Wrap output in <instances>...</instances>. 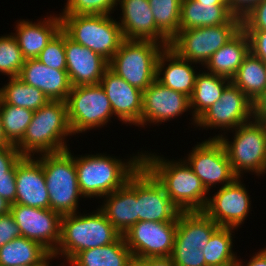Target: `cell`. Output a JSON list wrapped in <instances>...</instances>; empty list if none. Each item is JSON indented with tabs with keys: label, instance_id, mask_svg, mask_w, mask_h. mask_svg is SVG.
Returning a JSON list of instances; mask_svg holds the SVG:
<instances>
[{
	"label": "cell",
	"instance_id": "1",
	"mask_svg": "<svg viewBox=\"0 0 266 266\" xmlns=\"http://www.w3.org/2000/svg\"><path fill=\"white\" fill-rule=\"evenodd\" d=\"M141 154L142 165L164 187L166 194L181 212L202 211L205 208L209 192L187 161H167L154 153Z\"/></svg>",
	"mask_w": 266,
	"mask_h": 266
},
{
	"label": "cell",
	"instance_id": "2",
	"mask_svg": "<svg viewBox=\"0 0 266 266\" xmlns=\"http://www.w3.org/2000/svg\"><path fill=\"white\" fill-rule=\"evenodd\" d=\"M101 154L74 157L79 190L85 198H102L119 189L142 165L139 152L128 162Z\"/></svg>",
	"mask_w": 266,
	"mask_h": 266
},
{
	"label": "cell",
	"instance_id": "3",
	"mask_svg": "<svg viewBox=\"0 0 266 266\" xmlns=\"http://www.w3.org/2000/svg\"><path fill=\"white\" fill-rule=\"evenodd\" d=\"M72 136L66 101L49 100L34 111L23 139L16 145L22 156L57 153L68 149L65 138Z\"/></svg>",
	"mask_w": 266,
	"mask_h": 266
},
{
	"label": "cell",
	"instance_id": "4",
	"mask_svg": "<svg viewBox=\"0 0 266 266\" xmlns=\"http://www.w3.org/2000/svg\"><path fill=\"white\" fill-rule=\"evenodd\" d=\"M78 213L62 215L61 238L53 257L61 255L69 262L80 251L111 244L121 236L101 209L88 216Z\"/></svg>",
	"mask_w": 266,
	"mask_h": 266
},
{
	"label": "cell",
	"instance_id": "5",
	"mask_svg": "<svg viewBox=\"0 0 266 266\" xmlns=\"http://www.w3.org/2000/svg\"><path fill=\"white\" fill-rule=\"evenodd\" d=\"M39 156L37 159L42 164L50 209L61 215L76 213L79 197L84 196L79 190L74 156L70 149Z\"/></svg>",
	"mask_w": 266,
	"mask_h": 266
},
{
	"label": "cell",
	"instance_id": "6",
	"mask_svg": "<svg viewBox=\"0 0 266 266\" xmlns=\"http://www.w3.org/2000/svg\"><path fill=\"white\" fill-rule=\"evenodd\" d=\"M62 30L75 42L108 62L125 40L118 21L110 15H60Z\"/></svg>",
	"mask_w": 266,
	"mask_h": 266
},
{
	"label": "cell",
	"instance_id": "7",
	"mask_svg": "<svg viewBox=\"0 0 266 266\" xmlns=\"http://www.w3.org/2000/svg\"><path fill=\"white\" fill-rule=\"evenodd\" d=\"M165 47L151 40L125 39L109 61V69L144 91L156 80L157 61Z\"/></svg>",
	"mask_w": 266,
	"mask_h": 266
},
{
	"label": "cell",
	"instance_id": "8",
	"mask_svg": "<svg viewBox=\"0 0 266 266\" xmlns=\"http://www.w3.org/2000/svg\"><path fill=\"white\" fill-rule=\"evenodd\" d=\"M234 130L231 142L223 134L213 137L223 144L234 174L237 177H241L245 171L254 172L257 176L265 174L266 125L252 119Z\"/></svg>",
	"mask_w": 266,
	"mask_h": 266
},
{
	"label": "cell",
	"instance_id": "9",
	"mask_svg": "<svg viewBox=\"0 0 266 266\" xmlns=\"http://www.w3.org/2000/svg\"><path fill=\"white\" fill-rule=\"evenodd\" d=\"M242 29V18L233 16L226 24L180 30L169 47L180 57L202 66Z\"/></svg>",
	"mask_w": 266,
	"mask_h": 266
},
{
	"label": "cell",
	"instance_id": "10",
	"mask_svg": "<svg viewBox=\"0 0 266 266\" xmlns=\"http://www.w3.org/2000/svg\"><path fill=\"white\" fill-rule=\"evenodd\" d=\"M66 105L73 135L102 127L114 115L111 103L100 84L72 87Z\"/></svg>",
	"mask_w": 266,
	"mask_h": 266
},
{
	"label": "cell",
	"instance_id": "11",
	"mask_svg": "<svg viewBox=\"0 0 266 266\" xmlns=\"http://www.w3.org/2000/svg\"><path fill=\"white\" fill-rule=\"evenodd\" d=\"M176 229L177 221H139L123 234V238L133 259L170 257Z\"/></svg>",
	"mask_w": 266,
	"mask_h": 266
},
{
	"label": "cell",
	"instance_id": "12",
	"mask_svg": "<svg viewBox=\"0 0 266 266\" xmlns=\"http://www.w3.org/2000/svg\"><path fill=\"white\" fill-rule=\"evenodd\" d=\"M191 151L185 161H188L187 164L208 192L213 185L222 183L223 187L237 178L219 139L208 138L199 142Z\"/></svg>",
	"mask_w": 266,
	"mask_h": 266
},
{
	"label": "cell",
	"instance_id": "13",
	"mask_svg": "<svg viewBox=\"0 0 266 266\" xmlns=\"http://www.w3.org/2000/svg\"><path fill=\"white\" fill-rule=\"evenodd\" d=\"M11 214L21 236L40 243L53 254L61 238L62 215L51 209L11 204Z\"/></svg>",
	"mask_w": 266,
	"mask_h": 266
},
{
	"label": "cell",
	"instance_id": "14",
	"mask_svg": "<svg viewBox=\"0 0 266 266\" xmlns=\"http://www.w3.org/2000/svg\"><path fill=\"white\" fill-rule=\"evenodd\" d=\"M252 119V102L230 82L221 98L196 120V126L205 127L204 129L221 127L220 129L229 131Z\"/></svg>",
	"mask_w": 266,
	"mask_h": 266
},
{
	"label": "cell",
	"instance_id": "15",
	"mask_svg": "<svg viewBox=\"0 0 266 266\" xmlns=\"http://www.w3.org/2000/svg\"><path fill=\"white\" fill-rule=\"evenodd\" d=\"M180 212L164 187L141 165L137 170V222L177 221Z\"/></svg>",
	"mask_w": 266,
	"mask_h": 266
},
{
	"label": "cell",
	"instance_id": "16",
	"mask_svg": "<svg viewBox=\"0 0 266 266\" xmlns=\"http://www.w3.org/2000/svg\"><path fill=\"white\" fill-rule=\"evenodd\" d=\"M237 177L231 184L221 186L212 196L208 197L202 210L217 225L238 228L250 212V196Z\"/></svg>",
	"mask_w": 266,
	"mask_h": 266
},
{
	"label": "cell",
	"instance_id": "17",
	"mask_svg": "<svg viewBox=\"0 0 266 266\" xmlns=\"http://www.w3.org/2000/svg\"><path fill=\"white\" fill-rule=\"evenodd\" d=\"M188 110L191 109L187 95L165 87L155 80L143 91L141 122L137 126L144 127L149 123L161 124L177 118Z\"/></svg>",
	"mask_w": 266,
	"mask_h": 266
},
{
	"label": "cell",
	"instance_id": "18",
	"mask_svg": "<svg viewBox=\"0 0 266 266\" xmlns=\"http://www.w3.org/2000/svg\"><path fill=\"white\" fill-rule=\"evenodd\" d=\"M122 19L118 24L126 40H151L166 47L170 39L156 26L149 0H118Z\"/></svg>",
	"mask_w": 266,
	"mask_h": 266
},
{
	"label": "cell",
	"instance_id": "19",
	"mask_svg": "<svg viewBox=\"0 0 266 266\" xmlns=\"http://www.w3.org/2000/svg\"><path fill=\"white\" fill-rule=\"evenodd\" d=\"M66 71L72 87L100 84L109 62L65 33Z\"/></svg>",
	"mask_w": 266,
	"mask_h": 266
},
{
	"label": "cell",
	"instance_id": "20",
	"mask_svg": "<svg viewBox=\"0 0 266 266\" xmlns=\"http://www.w3.org/2000/svg\"><path fill=\"white\" fill-rule=\"evenodd\" d=\"M100 85L111 103L114 116L125 124L141 122L143 91L130 85L109 68L104 72Z\"/></svg>",
	"mask_w": 266,
	"mask_h": 266
},
{
	"label": "cell",
	"instance_id": "21",
	"mask_svg": "<svg viewBox=\"0 0 266 266\" xmlns=\"http://www.w3.org/2000/svg\"><path fill=\"white\" fill-rule=\"evenodd\" d=\"M14 204L50 209L49 192L41 162L22 156L16 164V199Z\"/></svg>",
	"mask_w": 266,
	"mask_h": 266
},
{
	"label": "cell",
	"instance_id": "22",
	"mask_svg": "<svg viewBox=\"0 0 266 266\" xmlns=\"http://www.w3.org/2000/svg\"><path fill=\"white\" fill-rule=\"evenodd\" d=\"M100 209L123 235L137 223V171L119 189L106 195Z\"/></svg>",
	"mask_w": 266,
	"mask_h": 266
},
{
	"label": "cell",
	"instance_id": "23",
	"mask_svg": "<svg viewBox=\"0 0 266 266\" xmlns=\"http://www.w3.org/2000/svg\"><path fill=\"white\" fill-rule=\"evenodd\" d=\"M18 78L40 89L49 100L66 101L72 88L66 70L52 69L37 59L25 60Z\"/></svg>",
	"mask_w": 266,
	"mask_h": 266
},
{
	"label": "cell",
	"instance_id": "24",
	"mask_svg": "<svg viewBox=\"0 0 266 266\" xmlns=\"http://www.w3.org/2000/svg\"><path fill=\"white\" fill-rule=\"evenodd\" d=\"M167 62L169 64H167ZM192 63L193 62L180 57L169 46L165 47L160 53L157 61L156 80L165 87L190 97L198 75L197 72H195V66H191ZM164 66L167 67L165 68Z\"/></svg>",
	"mask_w": 266,
	"mask_h": 266
},
{
	"label": "cell",
	"instance_id": "25",
	"mask_svg": "<svg viewBox=\"0 0 266 266\" xmlns=\"http://www.w3.org/2000/svg\"><path fill=\"white\" fill-rule=\"evenodd\" d=\"M61 29V16L50 15L38 23L20 20L15 27L16 33L12 35L16 38L25 60L37 59L41 51Z\"/></svg>",
	"mask_w": 266,
	"mask_h": 266
},
{
	"label": "cell",
	"instance_id": "26",
	"mask_svg": "<svg viewBox=\"0 0 266 266\" xmlns=\"http://www.w3.org/2000/svg\"><path fill=\"white\" fill-rule=\"evenodd\" d=\"M249 52L248 35L241 29L208 59L204 68L209 73L231 80Z\"/></svg>",
	"mask_w": 266,
	"mask_h": 266
},
{
	"label": "cell",
	"instance_id": "27",
	"mask_svg": "<svg viewBox=\"0 0 266 266\" xmlns=\"http://www.w3.org/2000/svg\"><path fill=\"white\" fill-rule=\"evenodd\" d=\"M233 16L228 4H200L195 0H182L180 30L226 24Z\"/></svg>",
	"mask_w": 266,
	"mask_h": 266
},
{
	"label": "cell",
	"instance_id": "28",
	"mask_svg": "<svg viewBox=\"0 0 266 266\" xmlns=\"http://www.w3.org/2000/svg\"><path fill=\"white\" fill-rule=\"evenodd\" d=\"M218 227L203 211L180 212L174 245L198 246L203 250Z\"/></svg>",
	"mask_w": 266,
	"mask_h": 266
},
{
	"label": "cell",
	"instance_id": "29",
	"mask_svg": "<svg viewBox=\"0 0 266 266\" xmlns=\"http://www.w3.org/2000/svg\"><path fill=\"white\" fill-rule=\"evenodd\" d=\"M133 257L123 235L111 244L82 250L68 263L71 266H132Z\"/></svg>",
	"mask_w": 266,
	"mask_h": 266
},
{
	"label": "cell",
	"instance_id": "30",
	"mask_svg": "<svg viewBox=\"0 0 266 266\" xmlns=\"http://www.w3.org/2000/svg\"><path fill=\"white\" fill-rule=\"evenodd\" d=\"M52 254L40 243L23 236L0 247V265H42Z\"/></svg>",
	"mask_w": 266,
	"mask_h": 266
},
{
	"label": "cell",
	"instance_id": "31",
	"mask_svg": "<svg viewBox=\"0 0 266 266\" xmlns=\"http://www.w3.org/2000/svg\"><path fill=\"white\" fill-rule=\"evenodd\" d=\"M231 80L206 72L198 73L195 86L190 99V108L194 126L196 120L213 104H215L222 95L225 87Z\"/></svg>",
	"mask_w": 266,
	"mask_h": 266
},
{
	"label": "cell",
	"instance_id": "32",
	"mask_svg": "<svg viewBox=\"0 0 266 266\" xmlns=\"http://www.w3.org/2000/svg\"><path fill=\"white\" fill-rule=\"evenodd\" d=\"M231 82L253 102L266 88V63L249 52Z\"/></svg>",
	"mask_w": 266,
	"mask_h": 266
},
{
	"label": "cell",
	"instance_id": "33",
	"mask_svg": "<svg viewBox=\"0 0 266 266\" xmlns=\"http://www.w3.org/2000/svg\"><path fill=\"white\" fill-rule=\"evenodd\" d=\"M8 81L0 88V99L5 104L36 111L49 101L40 89L24 83L18 77L9 78Z\"/></svg>",
	"mask_w": 266,
	"mask_h": 266
},
{
	"label": "cell",
	"instance_id": "34",
	"mask_svg": "<svg viewBox=\"0 0 266 266\" xmlns=\"http://www.w3.org/2000/svg\"><path fill=\"white\" fill-rule=\"evenodd\" d=\"M236 228L219 226L203 248L206 266H235L237 256L233 249V234ZM233 231V232H232Z\"/></svg>",
	"mask_w": 266,
	"mask_h": 266
},
{
	"label": "cell",
	"instance_id": "35",
	"mask_svg": "<svg viewBox=\"0 0 266 266\" xmlns=\"http://www.w3.org/2000/svg\"><path fill=\"white\" fill-rule=\"evenodd\" d=\"M0 114L5 136L12 145L16 146L23 139L34 111L5 104L0 99Z\"/></svg>",
	"mask_w": 266,
	"mask_h": 266
},
{
	"label": "cell",
	"instance_id": "36",
	"mask_svg": "<svg viewBox=\"0 0 266 266\" xmlns=\"http://www.w3.org/2000/svg\"><path fill=\"white\" fill-rule=\"evenodd\" d=\"M182 0H149L156 26L171 40L180 31Z\"/></svg>",
	"mask_w": 266,
	"mask_h": 266
},
{
	"label": "cell",
	"instance_id": "37",
	"mask_svg": "<svg viewBox=\"0 0 266 266\" xmlns=\"http://www.w3.org/2000/svg\"><path fill=\"white\" fill-rule=\"evenodd\" d=\"M24 62L21 49L12 33L0 36V73L9 78L18 77Z\"/></svg>",
	"mask_w": 266,
	"mask_h": 266
},
{
	"label": "cell",
	"instance_id": "38",
	"mask_svg": "<svg viewBox=\"0 0 266 266\" xmlns=\"http://www.w3.org/2000/svg\"><path fill=\"white\" fill-rule=\"evenodd\" d=\"M118 0H67L59 15H110Z\"/></svg>",
	"mask_w": 266,
	"mask_h": 266
},
{
	"label": "cell",
	"instance_id": "39",
	"mask_svg": "<svg viewBox=\"0 0 266 266\" xmlns=\"http://www.w3.org/2000/svg\"><path fill=\"white\" fill-rule=\"evenodd\" d=\"M37 60L52 69L66 70L65 32L62 29L41 51Z\"/></svg>",
	"mask_w": 266,
	"mask_h": 266
},
{
	"label": "cell",
	"instance_id": "40",
	"mask_svg": "<svg viewBox=\"0 0 266 266\" xmlns=\"http://www.w3.org/2000/svg\"><path fill=\"white\" fill-rule=\"evenodd\" d=\"M170 257L176 266H206L203 251L198 246L173 245Z\"/></svg>",
	"mask_w": 266,
	"mask_h": 266
},
{
	"label": "cell",
	"instance_id": "41",
	"mask_svg": "<svg viewBox=\"0 0 266 266\" xmlns=\"http://www.w3.org/2000/svg\"><path fill=\"white\" fill-rule=\"evenodd\" d=\"M244 31L266 30V0L258 2L243 18Z\"/></svg>",
	"mask_w": 266,
	"mask_h": 266
},
{
	"label": "cell",
	"instance_id": "42",
	"mask_svg": "<svg viewBox=\"0 0 266 266\" xmlns=\"http://www.w3.org/2000/svg\"><path fill=\"white\" fill-rule=\"evenodd\" d=\"M20 236V228L11 212L0 215V247Z\"/></svg>",
	"mask_w": 266,
	"mask_h": 266
},
{
	"label": "cell",
	"instance_id": "43",
	"mask_svg": "<svg viewBox=\"0 0 266 266\" xmlns=\"http://www.w3.org/2000/svg\"><path fill=\"white\" fill-rule=\"evenodd\" d=\"M22 155L15 145L0 148V176L7 173L18 163Z\"/></svg>",
	"mask_w": 266,
	"mask_h": 266
},
{
	"label": "cell",
	"instance_id": "44",
	"mask_svg": "<svg viewBox=\"0 0 266 266\" xmlns=\"http://www.w3.org/2000/svg\"><path fill=\"white\" fill-rule=\"evenodd\" d=\"M0 197L14 204L16 199V165L7 173L0 176Z\"/></svg>",
	"mask_w": 266,
	"mask_h": 266
},
{
	"label": "cell",
	"instance_id": "45",
	"mask_svg": "<svg viewBox=\"0 0 266 266\" xmlns=\"http://www.w3.org/2000/svg\"><path fill=\"white\" fill-rule=\"evenodd\" d=\"M245 32L249 38L250 52L266 63V30Z\"/></svg>",
	"mask_w": 266,
	"mask_h": 266
},
{
	"label": "cell",
	"instance_id": "46",
	"mask_svg": "<svg viewBox=\"0 0 266 266\" xmlns=\"http://www.w3.org/2000/svg\"><path fill=\"white\" fill-rule=\"evenodd\" d=\"M252 118L254 121L266 125V88L257 99L252 102Z\"/></svg>",
	"mask_w": 266,
	"mask_h": 266
},
{
	"label": "cell",
	"instance_id": "47",
	"mask_svg": "<svg viewBox=\"0 0 266 266\" xmlns=\"http://www.w3.org/2000/svg\"><path fill=\"white\" fill-rule=\"evenodd\" d=\"M230 11L243 18L261 0H227Z\"/></svg>",
	"mask_w": 266,
	"mask_h": 266
},
{
	"label": "cell",
	"instance_id": "48",
	"mask_svg": "<svg viewBox=\"0 0 266 266\" xmlns=\"http://www.w3.org/2000/svg\"><path fill=\"white\" fill-rule=\"evenodd\" d=\"M132 266H176L171 257L133 259Z\"/></svg>",
	"mask_w": 266,
	"mask_h": 266
},
{
	"label": "cell",
	"instance_id": "49",
	"mask_svg": "<svg viewBox=\"0 0 266 266\" xmlns=\"http://www.w3.org/2000/svg\"><path fill=\"white\" fill-rule=\"evenodd\" d=\"M240 260L241 259H237L235 266H244ZM246 266H266V248H263L260 252L255 253Z\"/></svg>",
	"mask_w": 266,
	"mask_h": 266
},
{
	"label": "cell",
	"instance_id": "50",
	"mask_svg": "<svg viewBox=\"0 0 266 266\" xmlns=\"http://www.w3.org/2000/svg\"><path fill=\"white\" fill-rule=\"evenodd\" d=\"M12 144L7 140L4 129H3V124H2V118L0 114V148H4L7 146H11Z\"/></svg>",
	"mask_w": 266,
	"mask_h": 266
},
{
	"label": "cell",
	"instance_id": "51",
	"mask_svg": "<svg viewBox=\"0 0 266 266\" xmlns=\"http://www.w3.org/2000/svg\"><path fill=\"white\" fill-rule=\"evenodd\" d=\"M11 211V203L5 198L0 197V215L7 214Z\"/></svg>",
	"mask_w": 266,
	"mask_h": 266
},
{
	"label": "cell",
	"instance_id": "52",
	"mask_svg": "<svg viewBox=\"0 0 266 266\" xmlns=\"http://www.w3.org/2000/svg\"><path fill=\"white\" fill-rule=\"evenodd\" d=\"M200 4H228L227 0H195Z\"/></svg>",
	"mask_w": 266,
	"mask_h": 266
},
{
	"label": "cell",
	"instance_id": "53",
	"mask_svg": "<svg viewBox=\"0 0 266 266\" xmlns=\"http://www.w3.org/2000/svg\"><path fill=\"white\" fill-rule=\"evenodd\" d=\"M54 257L53 256H51L46 262H44L41 266H50L49 264V262L53 259ZM51 259V260H50ZM65 264H63V265H60V266H64ZM52 266V265H51ZM59 266V265H58Z\"/></svg>",
	"mask_w": 266,
	"mask_h": 266
},
{
	"label": "cell",
	"instance_id": "54",
	"mask_svg": "<svg viewBox=\"0 0 266 266\" xmlns=\"http://www.w3.org/2000/svg\"><path fill=\"white\" fill-rule=\"evenodd\" d=\"M19 266H41V265H19Z\"/></svg>",
	"mask_w": 266,
	"mask_h": 266
}]
</instances>
